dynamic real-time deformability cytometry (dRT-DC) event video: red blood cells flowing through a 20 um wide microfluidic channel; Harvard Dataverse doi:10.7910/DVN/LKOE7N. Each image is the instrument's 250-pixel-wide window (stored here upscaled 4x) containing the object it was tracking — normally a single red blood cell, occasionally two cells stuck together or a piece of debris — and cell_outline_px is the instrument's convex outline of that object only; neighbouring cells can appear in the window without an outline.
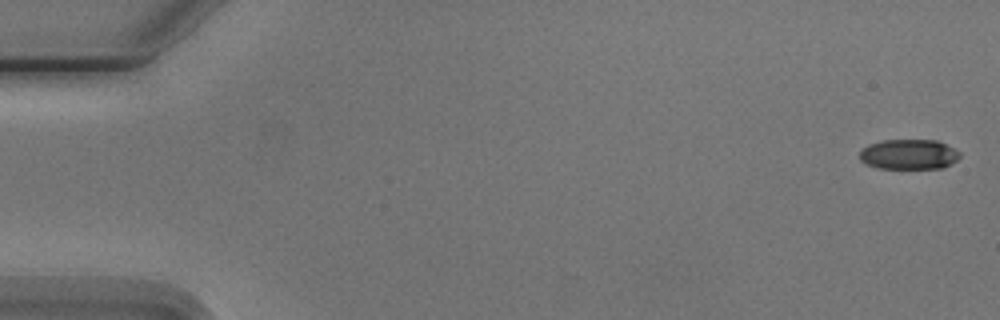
{"species": "Egyptian fruit bat (a non-hibernating species)", "species_latin": "Rousettus aegyptiacus", "temperature_condition": "cold", "stored_images_in_passage": 5, "segment_of_instrument_passage": [2, 2], "camera_frame_rate_fps": 3000, "um_per_image_px": 0.085, "animal": {"sex": "male"}, "frame": {"image": 1, "passage_image": 5, "time_ms": 5.667, "image_size_px": [1000, 320], "cell_outline_px": [[960, 156], [952, 164], [944, 168], [876, 168], [864, 164], [860, 160], [860, 148], [868, 144], [880, 140], [936, 140], [960, 152]], "centroid_in_image_um": [77.2, 13.12], "position_along_channel_um": 7.8, "area_um2": 17.74}}